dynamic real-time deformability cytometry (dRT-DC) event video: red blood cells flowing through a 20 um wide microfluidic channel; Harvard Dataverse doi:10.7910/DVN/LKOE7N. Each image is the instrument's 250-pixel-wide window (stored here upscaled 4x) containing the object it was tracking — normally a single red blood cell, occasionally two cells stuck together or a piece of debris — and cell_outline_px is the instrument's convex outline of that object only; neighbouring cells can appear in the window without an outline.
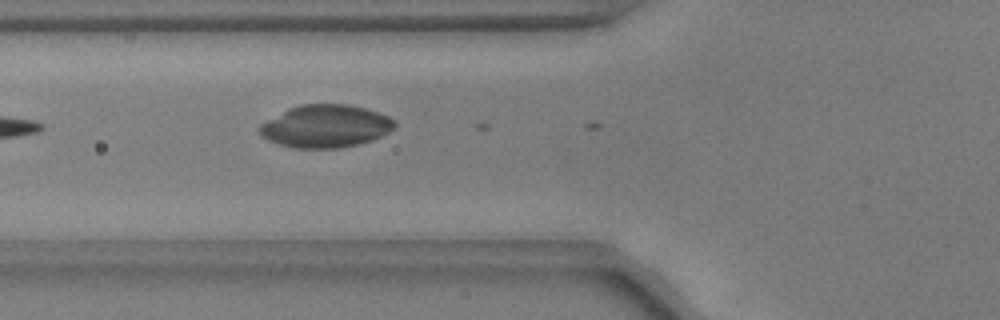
{"species": "common noctule bat (a hibernating species)", "species_latin": "Nyctalus noctula", "temperature_condition": "warm", "stored_images_in_passage": 3, "camera_frame_rate_fps": 3000, "um_per_image_px": 0.085, "animal": {"sex": "male", "body_mass_g": 17.9, "forearm_length_mm": 54.2}, "frame": {"image": 1, "passage_image": 2, "time_ms": 0.333, "image_size_px": [1000, 320], "cell_outline_px": [[396, 124], [388, 132], [372, 140], [360, 144], [340, 148], [296, 148], [280, 144], [268, 140], [256, 128], [260, 124], [300, 104], [348, 104], [364, 108], [388, 116]], "centroid_in_image_um": [27.68, 10.73], "position_along_channel_um": 98.1, "area_um2": 33.12}}